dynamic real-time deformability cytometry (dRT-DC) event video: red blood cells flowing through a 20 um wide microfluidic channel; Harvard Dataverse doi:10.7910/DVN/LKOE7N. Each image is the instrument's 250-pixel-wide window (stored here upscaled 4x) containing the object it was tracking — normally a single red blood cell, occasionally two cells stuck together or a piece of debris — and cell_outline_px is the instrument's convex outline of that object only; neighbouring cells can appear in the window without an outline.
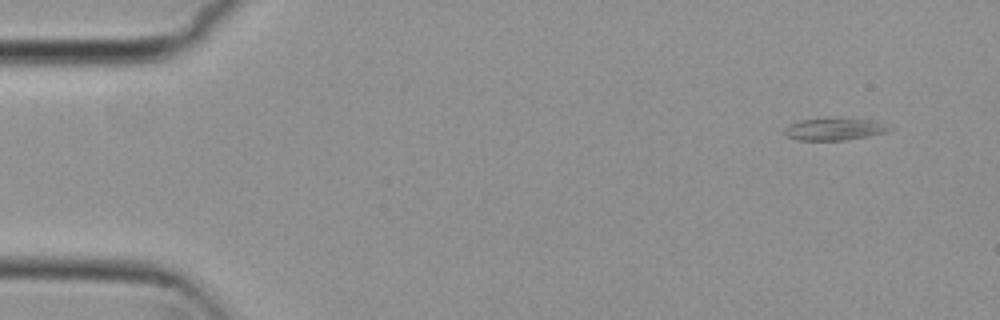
{"species": "common noctule bat (a hibernating species)", "species_latin": "Nyctalus noctula", "temperature_condition": "cold", "stored_images_in_passage": 5, "camera_frame_rate_fps": 3000, "um_per_image_px": 0.085, "animal": {"sex": "female", "body_mass_g": 29.2, "forearm_length_mm": 56.3}, "frame": {"image": 1, "passage_image": 1, "time_ms": 0.0, "image_size_px": [1000, 320], "cell_outline_px": [[892, 128], [888, 132], [868, 136], [844, 140], [796, 140], [784, 136], [784, 128], [800, 120], [872, 120]], "centroid_in_image_um": [70.87, 11.02], "position_along_channel_um": 14.1, "area_um2": 12.89}}
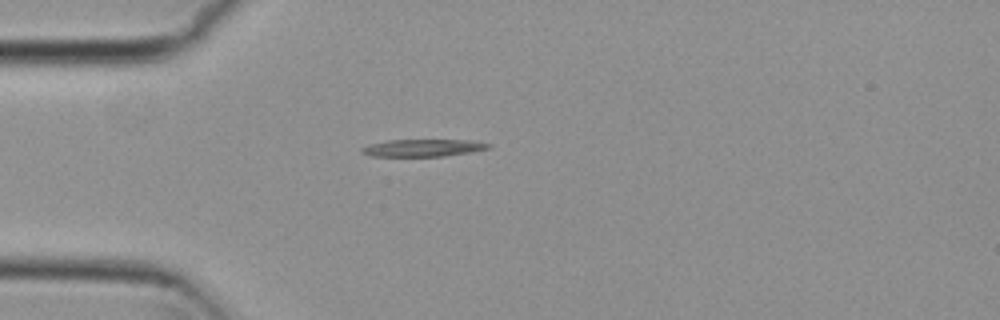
{"frame": {"image": 2, "passage_image": 4, "time_ms": 1.0, "image_size_px": [1000, 320], "cell_outline_px": [[492, 148], [472, 152], [444, 156], [372, 156], [360, 152], [360, 148], [372, 144], [388, 140], [472, 140], [492, 144]], "centroid_in_image_um": [36.02, 12.57], "position_along_channel_um": 49.0, "area_um2": 12.77}}